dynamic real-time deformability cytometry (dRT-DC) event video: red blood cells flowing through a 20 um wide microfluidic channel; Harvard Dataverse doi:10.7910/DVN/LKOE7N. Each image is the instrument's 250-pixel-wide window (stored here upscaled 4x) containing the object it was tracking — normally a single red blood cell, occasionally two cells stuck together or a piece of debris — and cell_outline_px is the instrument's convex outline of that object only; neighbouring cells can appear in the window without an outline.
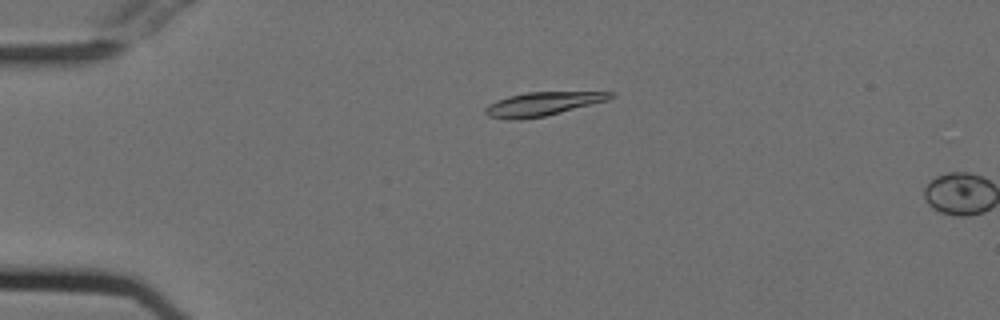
{"species": "Egyptian fruit bat (a non-hibernating species)", "species_latin": "Rousettus aegyptiacus", "temperature_condition": "cold", "stored_images_in_passage": 2, "camera_frame_rate_fps": 3000, "um_per_image_px": 0.085, "animal": {"sex": "female"}, "frame": {"image": 1, "passage_image": 1, "time_ms": 0.0, "image_size_px": [1000, 320], "cell_outline_px": [[612, 96], [608, 100], [544, 116], [520, 120], [508, 120], [488, 116], [484, 112], [484, 108], [488, 104], [496, 100], [508, 96], [528, 92], [612, 92]], "centroid_in_image_um": [46.02, 8.84], "position_along_channel_um": 39.0, "area_um2": 17.11}}